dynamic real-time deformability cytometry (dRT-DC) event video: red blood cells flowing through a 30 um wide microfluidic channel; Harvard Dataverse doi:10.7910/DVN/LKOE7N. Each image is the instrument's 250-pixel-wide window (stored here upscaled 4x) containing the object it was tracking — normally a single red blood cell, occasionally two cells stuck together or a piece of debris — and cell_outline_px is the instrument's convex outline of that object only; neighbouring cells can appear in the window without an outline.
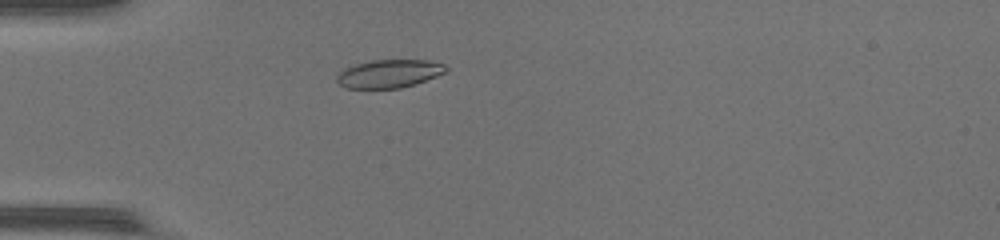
{"species": "common noctule bat (a hibernating species)", "species_latin": "Nyctalus noctula", "temperature_condition": "warm", "stored_images_in_passage": 42, "camera_frame_rate_fps": 3000, "um_per_image_px": 0.085, "animal": {"sex": "female", "body_mass_g": 17.0, "forearm_length_mm": 48.0}, "frame": {"image": 1, "passage_image": 9, "time_ms": 2.667, "image_size_px": [1000, 240], "cell_outline_px": [[448, 68], [444, 72], [436, 76], [400, 88], [344, 88], [336, 80], [336, 76], [344, 68], [356, 64], [372, 60], [428, 60], [444, 64]], "centroid_in_image_um": [33.04, 6.25], "position_along_channel_um": 52.0, "area_um2": 17.69}}
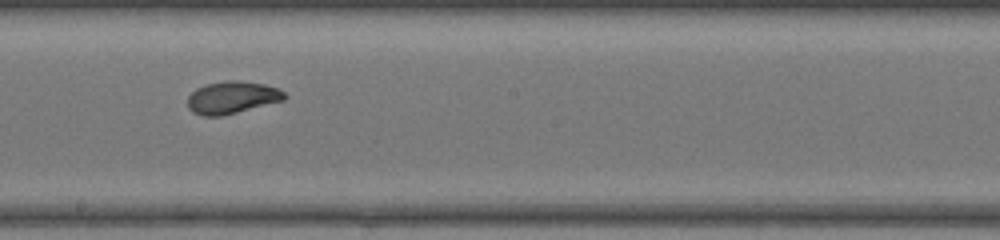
{"frame": {"image": 2, "passage_image": 22, "time_ms": 7.0, "image_size_px": [1000, 240], "cell_outline_px": [[288, 96], [284, 100], [220, 116], [204, 116], [192, 112], [188, 108], [188, 96], [196, 88], [204, 84], [228, 80], [240, 80], [264, 84], [276, 88], [284, 92]], "centroid_in_image_um": [19.7, 8.27], "position_along_channel_um": 228.5, "area_um2": 18.21}}
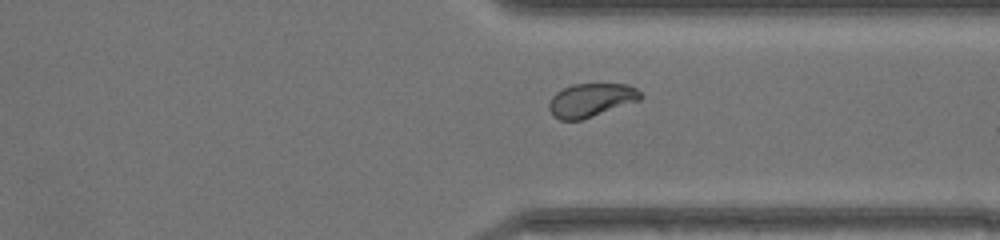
{"frame": {"image": 3, "passage_image": 31, "time_ms": 10.0, "image_size_px": [1000, 240], "cell_outline_px": [[644, 96], [640, 100], [580, 120], [560, 120], [552, 116], [548, 108], [548, 104], [552, 96], [556, 92], [572, 84], [628, 84], [636, 88]], "centroid_in_image_um": [50.22, 8.5], "position_along_channel_um": 361.2, "area_um2": 17.86}, "authors_computed_cell_mechanics": {"area_um2": 18.4382, "velocity_mm_per_s": 4.423, "shape_relaxation_time_tau1_ms": 4.3753, "shape_relaxation_time_tau2_ms": 1.1543, "deformation_change_tau1": 0.157, "deformation_change_tau2": 0.0494}}